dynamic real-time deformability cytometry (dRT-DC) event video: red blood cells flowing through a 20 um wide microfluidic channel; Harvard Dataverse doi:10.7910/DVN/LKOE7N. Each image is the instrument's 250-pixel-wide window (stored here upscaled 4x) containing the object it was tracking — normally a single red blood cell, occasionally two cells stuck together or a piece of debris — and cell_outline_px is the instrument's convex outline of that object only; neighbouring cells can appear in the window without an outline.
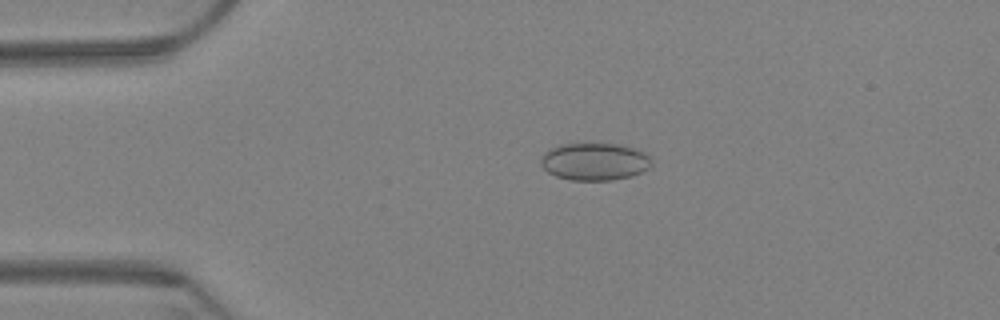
{"species": "Egyptian fruit bat (a non-hibernating species)", "species_latin": "Rousettus aegyptiacus", "temperature_condition": "warm", "stored_images_in_passage": 8, "camera_frame_rate_fps": 3000, "um_per_image_px": 0.085, "animal": {"sex": "female"}, "frame": {"image": 1, "passage_image": 4, "time_ms": 1.0, "image_size_px": [1000, 320], "cell_outline_px": [[652, 164], [648, 168], [632, 176], [612, 180], [572, 180], [556, 176], [548, 172], [540, 164], [540, 160], [544, 152], [552, 148], [564, 144], [620, 144], [636, 148], [644, 152], [648, 156]], "centroid_in_image_um": [50.54, 13.74], "position_along_channel_um": 34.5, "area_um2": 24.04}}
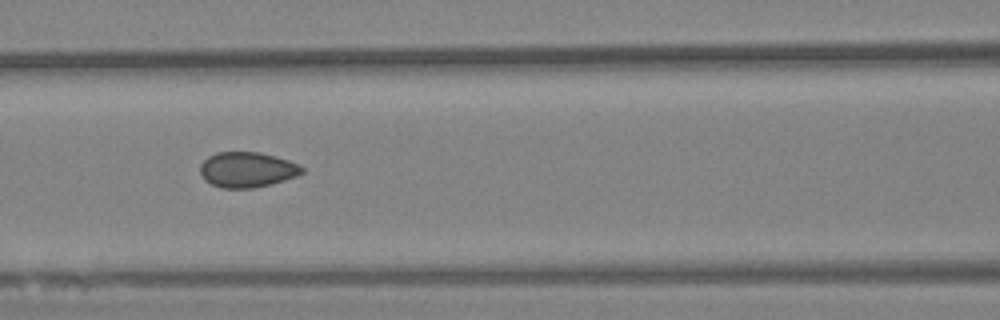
{"frame": {"image": 2, "passage_image": 7, "time_ms": 2.0, "image_size_px": [1000, 320], "cell_outline_px": [[304, 172], [296, 176], [272, 184], [252, 188], [220, 188], [204, 180], [200, 172], [200, 164], [208, 156], [216, 152], [260, 152], [288, 160], [300, 164], [304, 168]], "centroid_in_image_um": [21.0, 14.42], "position_along_channel_um": 145.6, "area_um2": 21.1}}
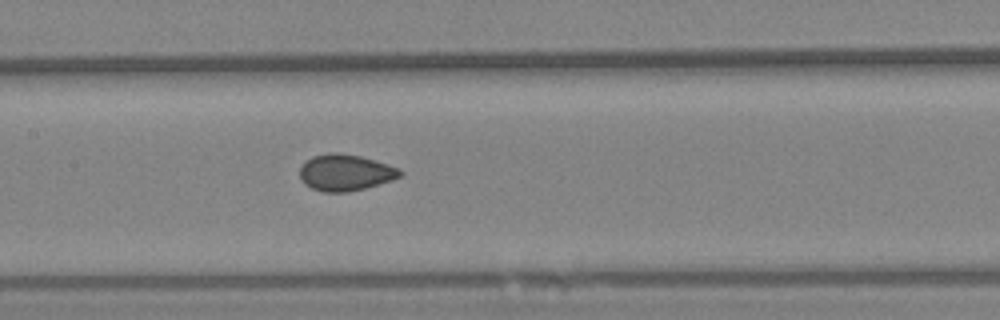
{"frame": {"image": 3, "passage_image": 8, "time_ms": 2.333, "image_size_px": [1000, 320], "cell_outline_px": [[404, 172], [400, 176], [392, 180], [364, 188], [348, 192], [324, 192], [312, 188], [304, 184], [300, 176], [300, 168], [312, 156], [328, 152], [336, 152], [360, 156], [388, 164], [400, 168]], "centroid_in_image_um": [29.37, 14.66], "position_along_channel_um": 178.0, "area_um2": 21.21}}